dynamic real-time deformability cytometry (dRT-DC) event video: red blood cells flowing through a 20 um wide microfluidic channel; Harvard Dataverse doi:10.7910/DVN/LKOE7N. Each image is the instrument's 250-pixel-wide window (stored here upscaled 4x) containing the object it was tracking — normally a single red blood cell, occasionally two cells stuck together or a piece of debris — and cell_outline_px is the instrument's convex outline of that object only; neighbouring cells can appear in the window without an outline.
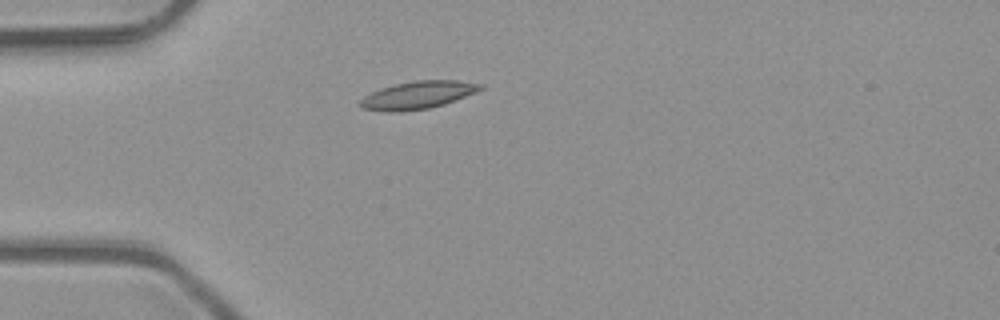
{"species": "common noctule bat (a hibernating species)", "species_latin": "Nyctalus noctula", "temperature_condition": "room temperature", "stored_images_in_passage": 1, "camera_frame_rate_fps": 3000, "um_per_image_px": 0.085, "animal": {"sex": "male", "body_mass_g": 23.1, "forearm_length_mm": 52.7}, "frame": {"image": 1, "passage_image": 1, "time_ms": 0.0, "image_size_px": [1000, 320], "cell_outline_px": [[484, 88], [476, 92], [444, 104], [428, 108], [400, 112], [388, 112], [364, 108], [360, 104], [360, 100], [364, 96], [380, 88], [396, 84], [416, 80], [456, 80], [484, 84]], "centroid_in_image_um": [35.54, 8.07], "position_along_channel_um": 49.5, "area_um2": 19.25}}